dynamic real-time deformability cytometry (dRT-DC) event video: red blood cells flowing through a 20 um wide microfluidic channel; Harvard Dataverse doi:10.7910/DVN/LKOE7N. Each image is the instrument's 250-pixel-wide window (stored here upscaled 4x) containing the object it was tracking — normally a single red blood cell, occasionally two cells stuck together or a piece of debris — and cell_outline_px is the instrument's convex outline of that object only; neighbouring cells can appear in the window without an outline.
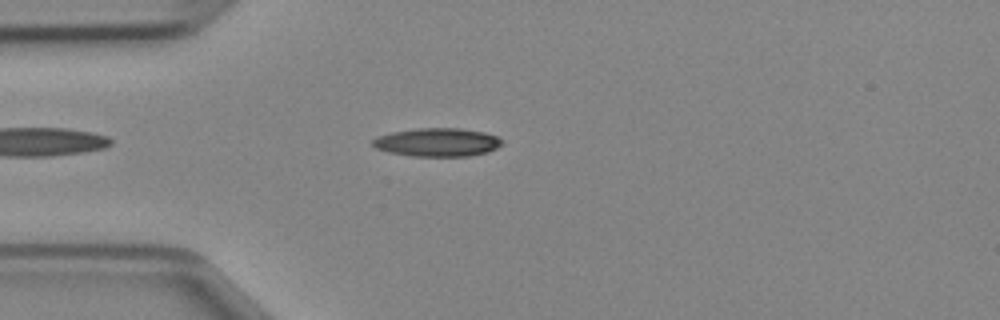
{"species": "Egyptian fruit bat (a non-hibernating species)", "species_latin": "Rousettus aegyptiacus", "temperature_condition": "cold", "stored_images_in_passage": 36, "camera_frame_rate_fps": 3000, "um_per_image_px": 0.085, "animal": {"sex": "female"}, "frame": {"image": 1, "passage_image": 2, "time_ms": 0.333, "image_size_px": [1000, 320], "cell_outline_px": [[504, 144], [488, 152], [468, 156], [408, 156], [388, 152], [376, 148], [372, 144], [372, 140], [376, 136], [392, 132], [416, 128], [460, 128], [484, 132], [496, 136], [504, 140]], "centroid_in_image_um": [37.18, 12.09], "position_along_channel_um": 47.8, "area_um2": 21.62}}
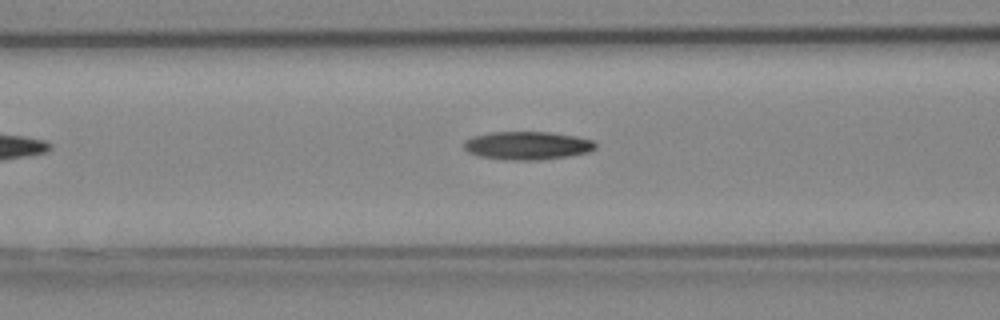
{"frame": {"image": 2, "passage_image": 8, "time_ms": 2.333, "image_size_px": [1000, 320], "cell_outline_px": [[596, 148], [588, 152], [568, 156], [540, 160], [504, 160], [480, 156], [468, 152], [464, 148], [464, 140], [472, 136], [492, 132], [548, 132], [576, 136], [592, 140], [596, 144]], "centroid_in_image_um": [44.8, 12.37], "position_along_channel_um": 121.8, "area_um2": 21.68}}
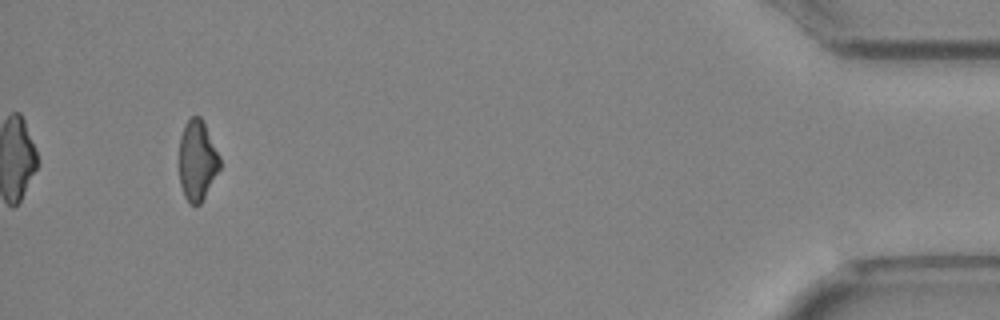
{"frame": {"image": 3, "passage_image": 34, "time_ms": 11.0, "image_size_px": [1000, 320], "cell_outline_px": [[220, 168], [200, 204], [188, 204], [184, 196], [180, 184], [180, 136], [184, 124], [192, 116], [200, 116], [220, 156]], "centroid_in_image_um": [16.76, 13.65], "position_along_channel_um": 418.4, "area_um2": 18.79}}